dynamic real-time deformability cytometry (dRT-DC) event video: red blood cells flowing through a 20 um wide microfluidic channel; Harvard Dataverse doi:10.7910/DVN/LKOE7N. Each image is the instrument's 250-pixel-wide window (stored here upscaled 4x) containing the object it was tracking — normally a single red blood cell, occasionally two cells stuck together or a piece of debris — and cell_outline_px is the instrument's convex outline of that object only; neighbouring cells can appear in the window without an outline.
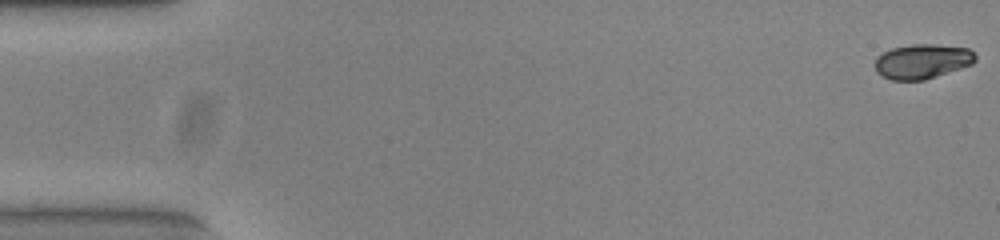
{"species": "common noctule bat (a hibernating species)", "species_latin": "Nyctalus noctula", "temperature_condition": "warm", "stored_images_in_passage": 50, "camera_frame_rate_fps": 3000, "um_per_image_px": 0.085, "animal": {"sex": "female", "body_mass_g": 23.0, "forearm_length_mm": 53.4}, "frame": {"image": 1, "passage_image": 1, "time_ms": 0.0, "image_size_px": [1000, 240], "cell_outline_px": [[976, 60], [972, 64], [924, 80], [892, 80], [876, 72], [876, 56], [892, 48], [912, 44], [932, 44], [968, 48], [976, 56]], "centroid_in_image_um": [78.38, 5.21], "position_along_channel_um": 6.6, "area_um2": 20.06}}
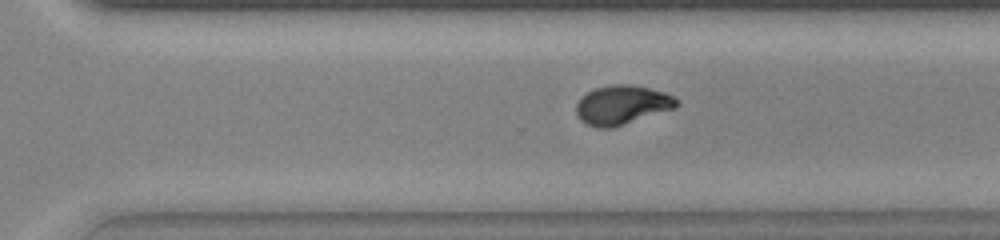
{"frame": {"image": 2, "passage_image": 37, "time_ms": 12.0, "image_size_px": [1000, 240], "cell_outline_px": [[676, 108], [612, 128], [600, 128], [588, 124], [580, 120], [576, 112], [576, 104], [588, 92], [596, 88], [612, 84], [632, 84], [664, 92], [672, 96], [676, 100]], "centroid_in_image_um": [52.86, 8.92], "position_along_channel_um": 317.7, "area_um2": 22.6}}
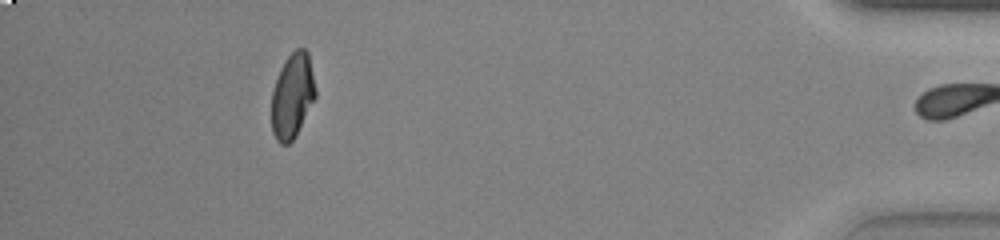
{"frame": {"image": 3, "passage_image": 49, "time_ms": 16.0, "image_size_px": [1000, 240], "cell_outline_px": [[316, 96], [296, 136], [288, 144], [280, 144], [276, 140], [272, 132], [272, 92], [280, 68], [284, 60], [296, 48], [304, 48], [308, 52], [316, 88]], "centroid_in_image_um": [24.86, 8.14], "position_along_channel_um": 410.3, "area_um2": 21.79}, "authors_computed_cell_mechanics": {"area_um2": 22.3397, "velocity_mm_per_s": 3.8474, "shape_relaxation_time_tau1_ms": 4.5576, "shape_relaxation_time_tau2_ms": null, "deformation_change_tau1": 0.1964, "deformation_change_tau2": null}}